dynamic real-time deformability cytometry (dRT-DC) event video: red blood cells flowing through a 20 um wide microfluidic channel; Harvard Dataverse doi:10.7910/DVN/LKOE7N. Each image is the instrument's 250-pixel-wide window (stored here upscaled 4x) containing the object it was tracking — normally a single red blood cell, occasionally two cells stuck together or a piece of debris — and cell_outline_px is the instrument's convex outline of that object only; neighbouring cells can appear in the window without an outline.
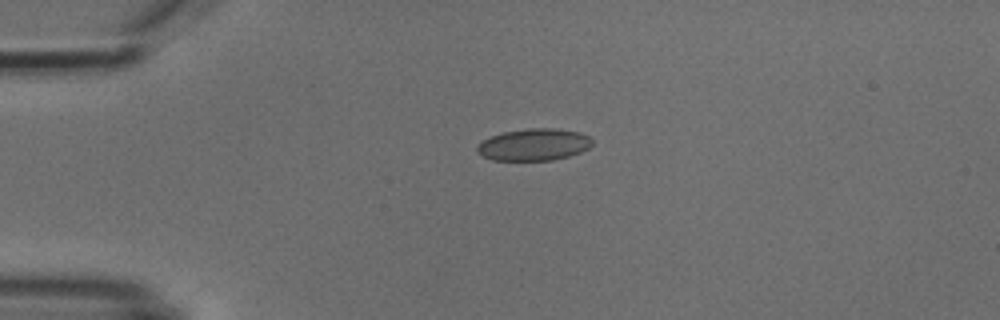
{"species": "common noctule bat (a hibernating species)", "species_latin": "Nyctalus noctula", "temperature_condition": "cold", "stored_images_in_passage": 3, "camera_frame_rate_fps": 3000, "um_per_image_px": 0.085, "animal": {"sex": "male", "body_mass_g": 18.8}, "frame": {"image": 1, "passage_image": 1, "time_ms": 0.0, "image_size_px": [1000, 320], "cell_outline_px": [[592, 144], [588, 148], [580, 152], [568, 156], [552, 160], [492, 160], [476, 152], [476, 148], [484, 140], [492, 136], [504, 132], [528, 128], [556, 128], [580, 132], [588, 136], [592, 140]], "centroid_in_image_um": [45.4, 12.29], "position_along_channel_um": 39.6, "area_um2": 21.27}}
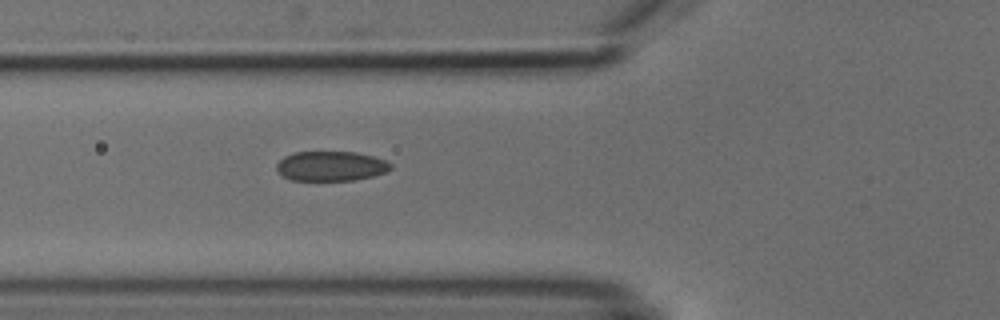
{"frame": {"image": 2, "passage_image": 3, "time_ms": 2.333, "image_size_px": [1000, 320], "cell_outline_px": [[392, 168], [388, 172], [372, 176], [352, 180], [292, 180], [284, 176], [276, 168], [276, 164], [284, 156], [292, 152], [356, 152], [372, 156], [384, 160], [392, 164]], "centroid_in_image_um": [28.14, 14.11], "position_along_channel_um": 97.7, "area_um2": 19.71}}